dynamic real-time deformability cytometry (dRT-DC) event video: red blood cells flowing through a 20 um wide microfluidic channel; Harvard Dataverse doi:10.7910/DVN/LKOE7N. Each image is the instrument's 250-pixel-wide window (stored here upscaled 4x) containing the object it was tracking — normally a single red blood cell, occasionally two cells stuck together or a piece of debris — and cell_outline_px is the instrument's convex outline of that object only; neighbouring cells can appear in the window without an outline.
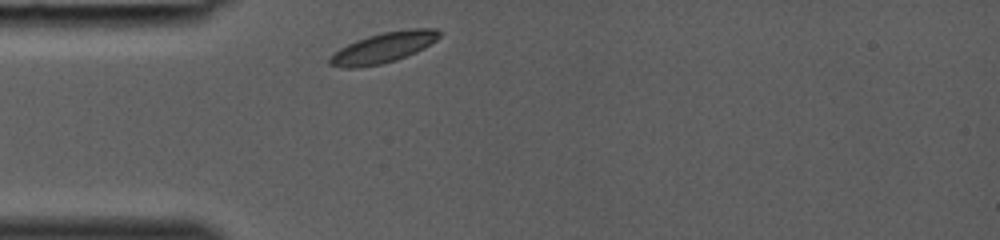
{"species": "common noctule bat (a hibernating species)", "species_latin": "Nyctalus noctula", "temperature_condition": "room temperature", "stored_images_in_passage": 24, "camera_frame_rate_fps": 3000, "um_per_image_px": 0.085, "animal": {"sex": "female", "body_mass_g": 19.0, "forearm_length_mm": 53.3}, "frame": {"image": 1, "passage_image": 1, "time_ms": 0.0, "image_size_px": [1000, 240], "cell_outline_px": [[444, 32], [436, 40], [424, 48], [416, 52], [396, 60], [380, 64], [356, 68], [344, 68], [328, 64], [328, 60], [332, 52], [356, 40], [368, 36], [384, 32], [408, 28], [436, 28]], "centroid_in_image_um": [32.6, 4.04], "position_along_channel_um": 52.4, "area_um2": 19.59}}
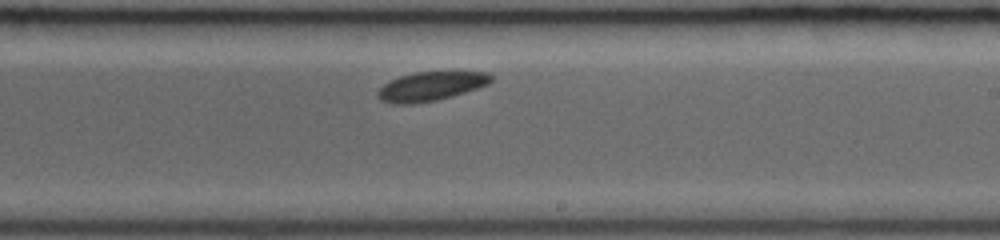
{"frame": {"image": 2, "passage_image": 14, "time_ms": 4.333, "image_size_px": [1000, 240], "cell_outline_px": [[492, 80], [488, 84], [452, 96], [436, 100], [412, 104], [392, 104], [380, 100], [376, 96], [376, 92], [384, 84], [400, 76], [412, 72], [488, 72], [492, 76]], "centroid_in_image_um": [36.57, 7.34], "position_along_channel_um": 252.4, "area_um2": 19.07}}
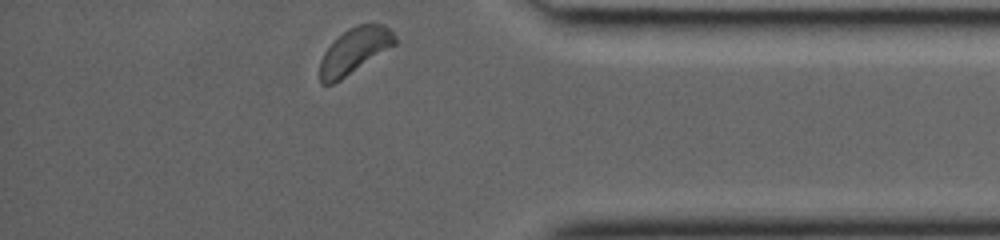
{"frame": {"image": 3, "passage_image": 24, "time_ms": 7.667, "image_size_px": [1000, 240], "cell_outline_px": [[396, 44], [340, 80], [332, 84], [320, 84], [320, 60], [324, 52], [348, 28], [360, 24], [384, 24], [396, 36]], "centroid_in_image_um": [30.13, 4.32], "position_along_channel_um": 405.1, "area_um2": 19.54}}